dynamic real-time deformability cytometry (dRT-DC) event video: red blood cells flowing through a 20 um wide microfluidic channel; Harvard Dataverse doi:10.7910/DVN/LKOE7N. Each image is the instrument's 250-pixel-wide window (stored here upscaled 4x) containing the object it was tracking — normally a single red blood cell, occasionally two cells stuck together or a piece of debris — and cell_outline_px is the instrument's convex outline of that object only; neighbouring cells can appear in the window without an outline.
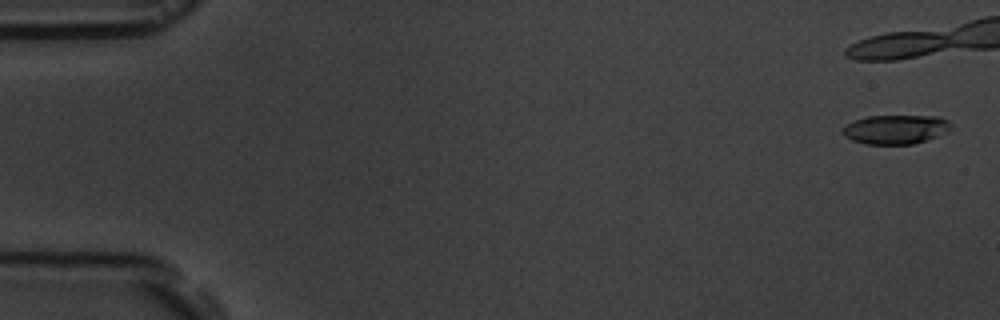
{"species": "common noctule bat (a hibernating species)", "species_latin": "Nyctalus noctula", "temperature_condition": "room temperature", "stored_images_in_passage": 9, "camera_frame_rate_fps": 3000, "um_per_image_px": 0.085, "animal": {"sex": "male", "body_mass_g": 19.5, "forearm_length_mm": 54.6}, "frame": {"image": 1, "passage_image": 1, "time_ms": 0.0, "image_size_px": [1000, 320], "cell_outline_px": [[952, 124], [948, 132], [928, 140], [912, 144], [868, 144], [852, 140], [844, 136], [840, 132], [848, 124], [856, 120], [868, 116], [940, 116], [948, 120]], "centroid_in_image_um": [76.17, 11.0], "position_along_channel_um": 8.8, "area_um2": 18.44}}
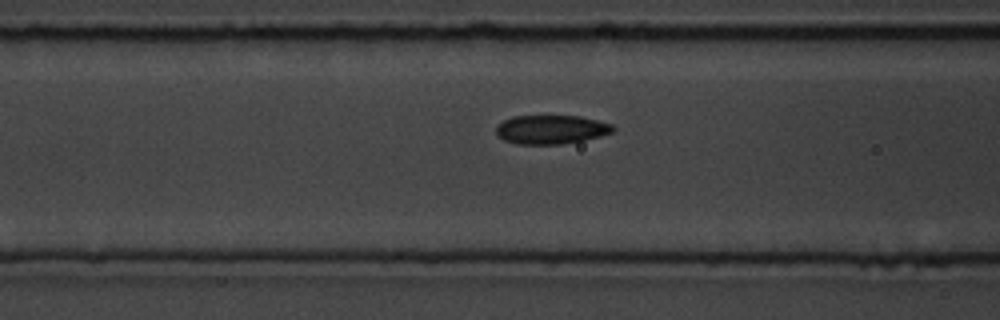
{"frame": {"image": 2, "passage_image": 7, "time_ms": 8.667, "image_size_px": [1000, 320], "cell_outline_px": [[616, 128], [612, 132], [600, 136], [584, 140], [560, 144], [516, 144], [504, 140], [496, 132], [496, 128], [504, 120], [512, 116], [580, 116], [612, 124]], "centroid_in_image_um": [46.86, 11.01], "position_along_channel_um": 119.7, "area_um2": 19.54}}
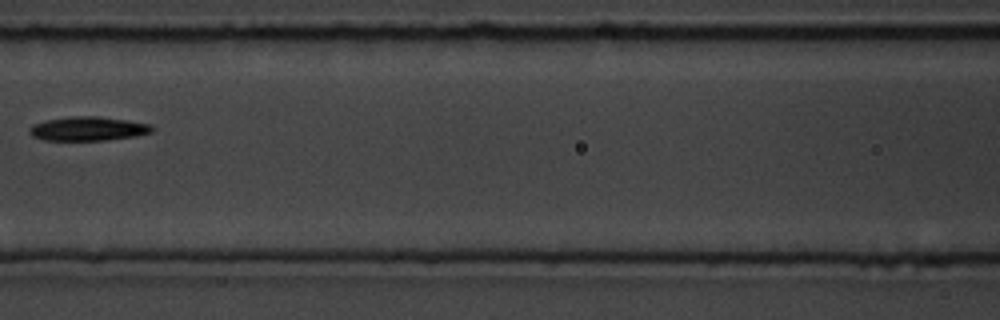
{"frame": {"image": 3, "passage_image": 9, "time_ms": 11.0, "image_size_px": [1000, 320], "cell_outline_px": [[156, 128], [152, 132], [136, 136], [108, 140], [44, 140], [32, 136], [28, 132], [28, 128], [32, 124], [48, 120], [76, 116], [100, 116], [148, 124]], "centroid_in_image_um": [7.47, 10.95], "position_along_channel_um": 159.1, "area_um2": 17.11}}